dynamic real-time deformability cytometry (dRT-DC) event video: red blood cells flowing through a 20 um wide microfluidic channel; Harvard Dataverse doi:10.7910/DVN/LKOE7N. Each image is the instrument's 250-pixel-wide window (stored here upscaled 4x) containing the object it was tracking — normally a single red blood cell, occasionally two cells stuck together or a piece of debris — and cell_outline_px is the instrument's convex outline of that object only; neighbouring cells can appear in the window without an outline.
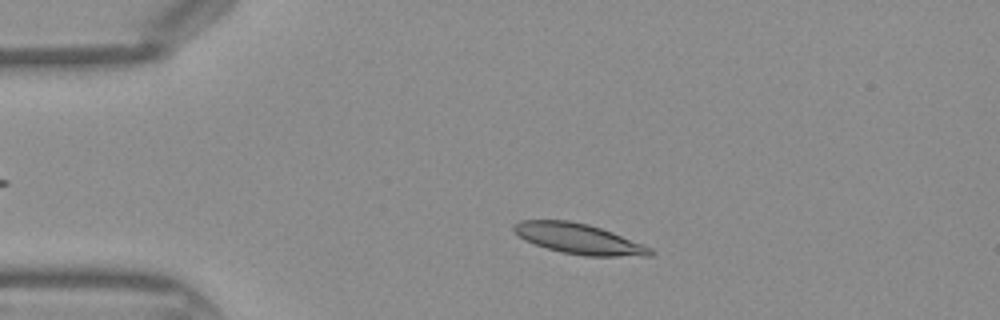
{"species": "Egyptian fruit bat (a non-hibernating species)", "species_latin": "Rousettus aegyptiacus", "temperature_condition": "warm", "stored_images_in_passage": 42, "camera_frame_rate_fps": 3000, "um_per_image_px": 0.085, "frame": {"image": 1, "passage_image": 7, "time_ms": 2.0, "image_size_px": [1000, 320], "cell_outline_px": [[656, 252], [652, 256], [584, 256], [560, 252], [524, 240], [512, 228], [512, 224], [520, 220], [568, 220], [588, 224], [612, 232], [652, 248]], "centroid_in_image_um": [49.21, 20.3], "position_along_channel_um": 35.8, "area_um2": 24.1}}
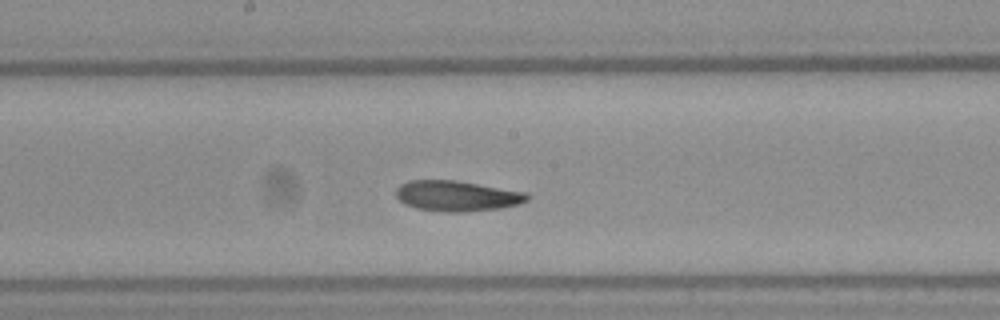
{"frame": {"image": 2, "passage_image": 21, "time_ms": 6.667, "image_size_px": [1000, 320], "cell_outline_px": [[528, 200], [520, 204], [500, 208], [464, 212], [444, 212], [416, 208], [404, 204], [396, 196], [396, 188], [400, 184], [408, 180], [456, 180], [528, 192]], "centroid_in_image_um": [38.84, 16.65], "position_along_channel_um": 209.4, "area_um2": 23.52}}
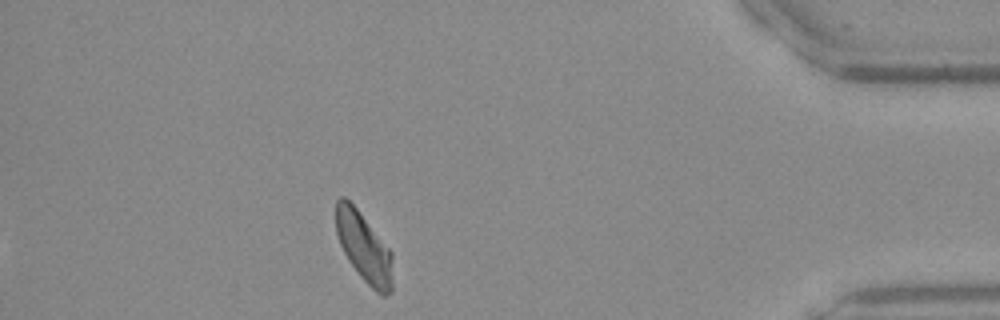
{"frame": {"image": 3, "passage_image": 37, "time_ms": 12.0, "image_size_px": [1000, 320], "cell_outline_px": [[392, 292], [384, 296], [376, 292], [360, 276], [348, 260], [340, 244], [336, 232], [336, 200], [340, 196], [344, 196], [356, 208], [392, 252]], "centroid_in_image_um": [30.93, 21.04], "position_along_channel_um": 404.3, "area_um2": 22.77}}